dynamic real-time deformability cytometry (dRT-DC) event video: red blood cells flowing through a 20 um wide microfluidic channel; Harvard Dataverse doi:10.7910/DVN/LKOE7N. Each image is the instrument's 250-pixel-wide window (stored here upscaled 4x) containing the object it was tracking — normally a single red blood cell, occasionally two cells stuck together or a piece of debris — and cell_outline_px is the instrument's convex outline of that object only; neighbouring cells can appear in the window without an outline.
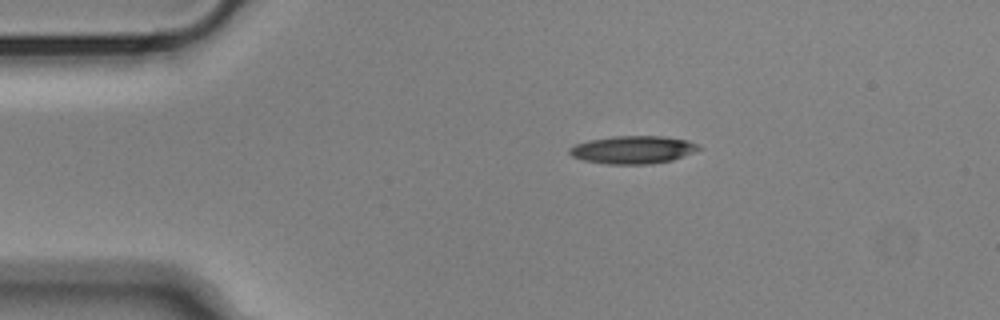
{"species": "Egyptian fruit bat (a non-hibernating species)", "species_latin": "Rousettus aegyptiacus", "temperature_condition": "cold", "stored_images_in_passage": 45, "camera_frame_rate_fps": 3000, "um_per_image_px": 0.085, "animal": {"sex": "male"}, "frame": {"image": 1, "passage_image": 1, "time_ms": 0.0, "image_size_px": [1000, 320], "cell_outline_px": [[704, 148], [672, 160], [652, 164], [608, 164], [584, 160], [572, 156], [568, 152], [568, 148], [576, 144], [588, 140], [612, 136], [664, 136], [688, 140]], "centroid_in_image_um": [53.8, 12.72], "position_along_channel_um": 31.2, "area_um2": 21.04}}
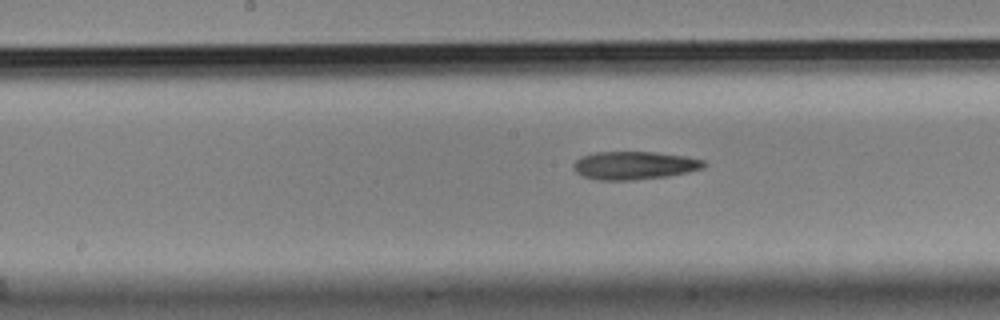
{"frame": {"image": 2, "passage_image": 18, "time_ms": 5.667, "image_size_px": [1000, 320], "cell_outline_px": [[708, 164], [704, 168], [688, 172], [668, 176], [632, 180], [600, 180], [584, 176], [576, 172], [572, 168], [572, 164], [580, 156], [596, 152], [652, 152], [688, 156], [704, 160]], "centroid_in_image_um": [53.94, 14.05], "position_along_channel_um": 194.3, "area_um2": 21.5}}
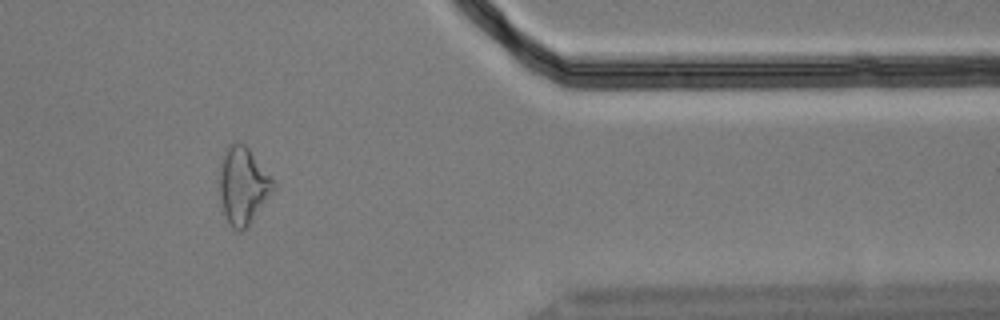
{"frame": {"image": 3, "passage_image": 36, "time_ms": 11.667, "image_size_px": [1000, 320], "cell_outline_px": [[276, 188], [248, 228], [240, 232], [232, 228], [224, 212], [220, 196], [220, 172], [224, 148], [228, 144], [236, 140], [244, 144], [248, 148], [272, 176], [276, 184]], "centroid_in_image_um": [20.69, 15.77], "position_along_channel_um": 390.7, "area_um2": 24.51}}